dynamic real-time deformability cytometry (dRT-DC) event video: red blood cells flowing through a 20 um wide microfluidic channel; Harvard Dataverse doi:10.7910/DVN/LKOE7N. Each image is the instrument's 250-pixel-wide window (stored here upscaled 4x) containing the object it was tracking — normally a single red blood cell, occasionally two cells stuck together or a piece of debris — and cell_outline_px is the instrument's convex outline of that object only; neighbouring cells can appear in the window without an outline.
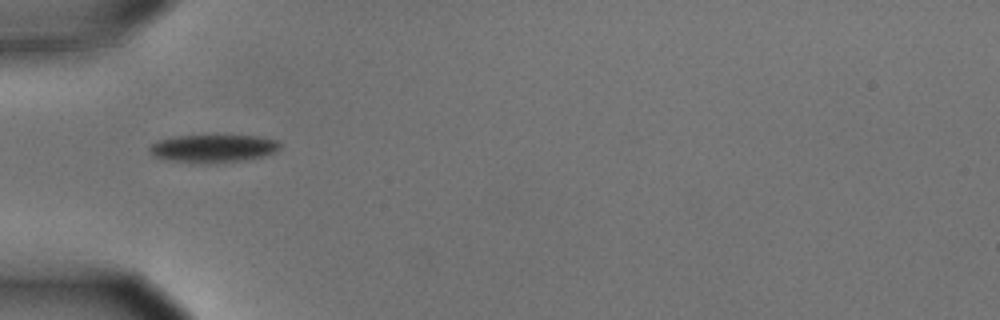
{"species": "common noctule bat (a hibernating species)", "species_latin": "Nyctalus noctula", "temperature_condition": "cold", "stored_images_in_passage": 9, "camera_frame_rate_fps": 3000, "um_per_image_px": 0.085, "animal": {"sex": "male", "body_mass_g": 15.6}, "frame": {"image": 1, "passage_image": 7, "time_ms": 2.0, "image_size_px": [1000, 320], "cell_outline_px": [[280, 148], [276, 152], [264, 156], [244, 160], [208, 164], [172, 160], [152, 156], [148, 152], [148, 148], [152, 144], [160, 140], [176, 136], [260, 136], [280, 140]], "centroid_in_image_um": [18.16, 12.62], "position_along_channel_um": 66.8, "area_um2": 21.21}}
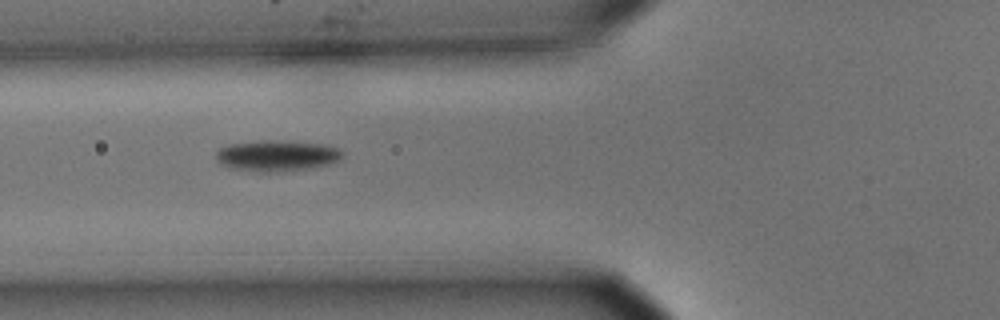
{"frame": {"image": 2, "passage_image": 8, "time_ms": 2.333, "image_size_px": [1000, 320], "cell_outline_px": [[344, 156], [340, 160], [332, 164], [316, 168], [280, 172], [260, 172], [232, 168], [220, 164], [216, 160], [216, 152], [220, 148], [228, 144], [260, 140], [268, 140], [328, 144], [340, 148], [344, 152]], "centroid_in_image_um": [23.61, 13.24], "position_along_channel_um": 102.2, "area_um2": 23.41}}
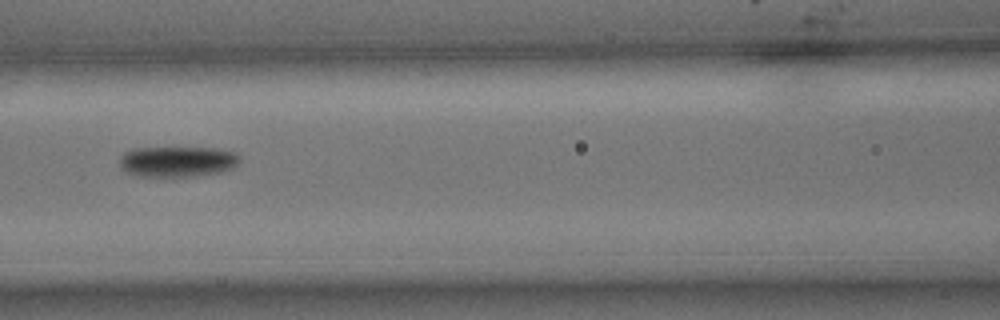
{"frame": {"image": 3, "passage_image": 9, "time_ms": 2.667, "image_size_px": [1000, 320], "cell_outline_px": [[240, 160], [232, 168], [220, 172], [196, 176], [136, 176], [124, 172], [120, 168], [120, 156], [124, 152], [132, 148], [216, 148], [236, 152], [240, 156]], "centroid_in_image_um": [15.05, 13.73], "position_along_channel_um": 151.5, "area_um2": 21.62}}